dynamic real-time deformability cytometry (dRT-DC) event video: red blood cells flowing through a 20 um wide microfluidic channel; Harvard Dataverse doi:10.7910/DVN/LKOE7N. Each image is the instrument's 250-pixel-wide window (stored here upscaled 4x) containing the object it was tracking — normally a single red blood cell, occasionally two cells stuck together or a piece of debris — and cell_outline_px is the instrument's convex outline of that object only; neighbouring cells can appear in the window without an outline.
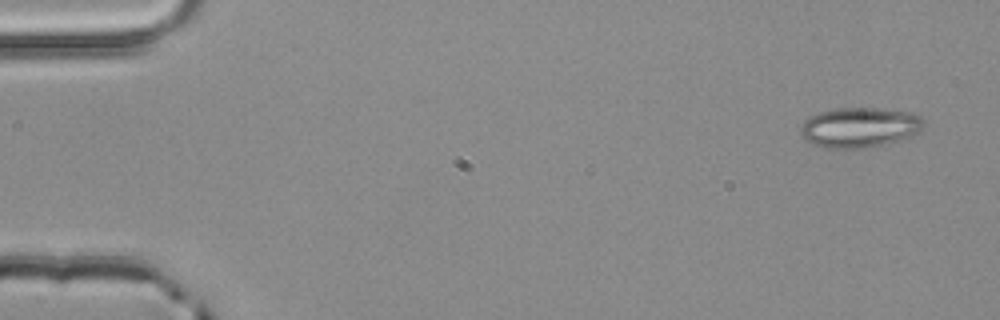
{"species": "common noctule bat (a hibernating species)", "species_latin": "Nyctalus noctula", "temperature_condition": "room temperature", "stored_images_in_passage": 3, "camera_frame_rate_fps": 3000, "um_per_image_px": 0.085, "animal": {"sex": "male", "body_mass_g": 20.4}, "frame": {"image": 1, "passage_image": 1, "time_ms": 0.0, "image_size_px": [1000, 320], "cell_outline_px": [[924, 128], [920, 132], [900, 140], [872, 148], [824, 148], [812, 144], [804, 140], [800, 132], [800, 124], [804, 120], [820, 112], [836, 108], [884, 108], [912, 112], [920, 116], [924, 120]], "centroid_in_image_um": [73.08, 10.83], "position_along_channel_um": 11.9, "area_um2": 29.3}}
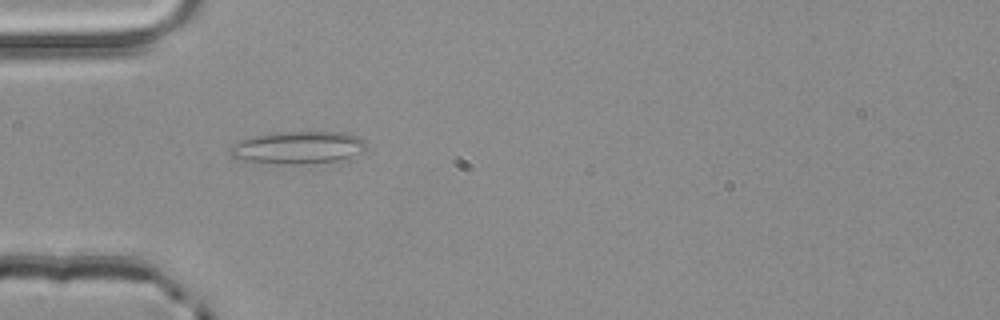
{"frame": {"image": 2, "passage_image": 3, "time_ms": 0.667, "image_size_px": [1000, 320], "cell_outline_px": [[364, 148], [340, 164], [280, 164], [248, 160], [232, 156], [228, 152], [236, 144], [252, 136], [276, 132], [348, 132], [360, 136], [364, 140]], "centroid_in_image_um": [25.46, 12.56], "position_along_channel_um": 59.5, "area_um2": 26.07}}